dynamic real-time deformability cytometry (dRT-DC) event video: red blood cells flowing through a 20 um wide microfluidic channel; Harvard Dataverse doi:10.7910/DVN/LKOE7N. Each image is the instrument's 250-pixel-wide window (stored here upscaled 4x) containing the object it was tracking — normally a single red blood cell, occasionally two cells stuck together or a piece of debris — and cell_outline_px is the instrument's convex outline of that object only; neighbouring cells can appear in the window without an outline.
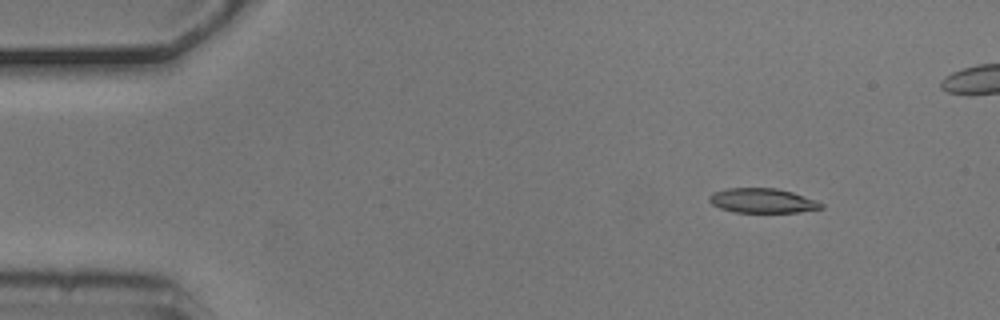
{"species": "common noctule bat (a hibernating species)", "species_latin": "Nyctalus noctula", "temperature_condition": "cold", "stored_images_in_passage": 5, "camera_frame_rate_fps": 3000, "um_per_image_px": 0.085, "animal": {"sex": "male", "body_mass_g": 20.5, "forearm_length_mm": 52.5}, "frame": {"image": 1, "passage_image": 1, "time_ms": 0.0, "image_size_px": [1000, 320], "cell_outline_px": [[824, 208], [796, 212], [732, 212], [720, 208], [712, 204], [708, 200], [708, 196], [712, 192], [728, 188], [776, 188], [792, 192], [816, 200], [824, 204]], "centroid_in_image_um": [64.78, 17.05], "position_along_channel_um": 20.2, "area_um2": 16.07}}
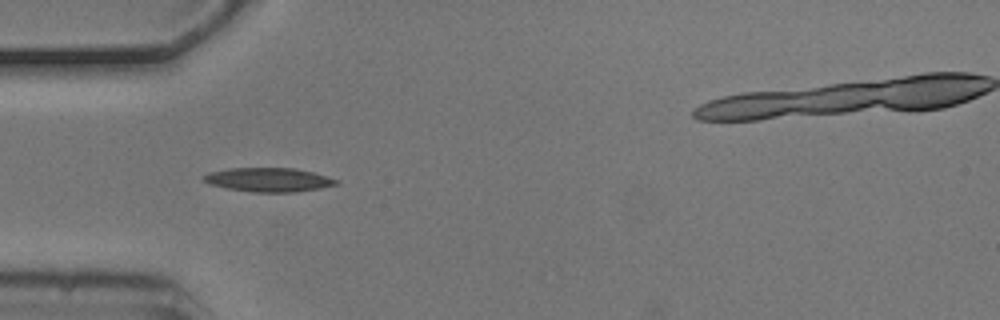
{"frame": {"image": 2, "passage_image": 3, "time_ms": 0.667, "image_size_px": [1000, 320], "cell_outline_px": [[340, 184], [320, 188], [296, 192], [256, 192], [228, 188], [208, 184], [200, 180], [208, 172], [228, 168], [296, 168], [312, 172], [340, 180]], "centroid_in_image_um": [22.83, 15.27], "position_along_channel_um": 62.2, "area_um2": 18.61}}
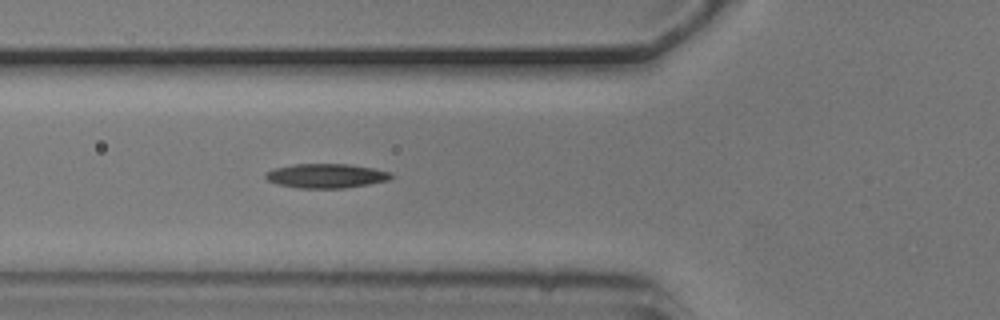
{"frame": {"image": 3, "passage_image": 4, "time_ms": 1.0, "image_size_px": [1000, 320], "cell_outline_px": [[396, 176], [388, 180], [368, 184], [344, 188], [300, 188], [276, 184], [268, 180], [264, 176], [264, 172], [272, 168], [292, 164], [348, 164], [372, 168], [392, 172]], "centroid_in_image_um": [27.7, 14.94], "position_along_channel_um": 98.1, "area_um2": 17.98}}